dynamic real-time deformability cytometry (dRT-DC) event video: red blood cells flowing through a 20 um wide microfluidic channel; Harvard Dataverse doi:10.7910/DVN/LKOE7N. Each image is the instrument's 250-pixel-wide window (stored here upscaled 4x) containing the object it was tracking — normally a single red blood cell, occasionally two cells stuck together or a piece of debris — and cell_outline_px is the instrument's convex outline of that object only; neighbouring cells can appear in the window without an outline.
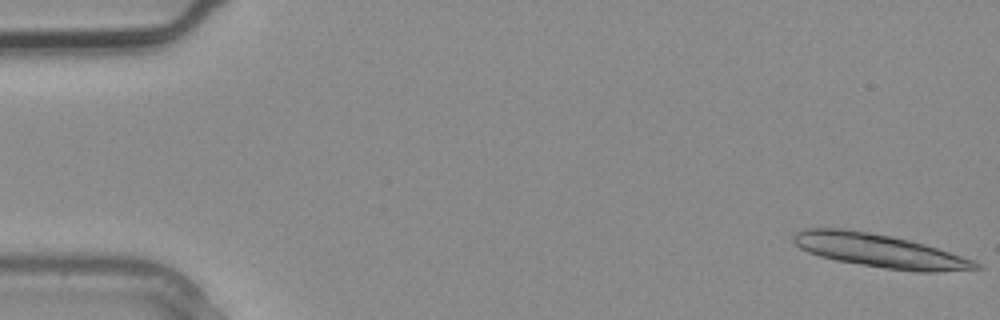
{"species": "common noctule bat (a hibernating species)", "species_latin": "Nyctalus noctula", "temperature_condition": "warm", "stored_images_in_passage": 3, "camera_frame_rate_fps": 3000, "um_per_image_px": 0.085, "animal": {"sex": "male", "body_mass_g": 20.4}, "frame": {"image": 1, "passage_image": 1, "time_ms": 0.0, "image_size_px": [1000, 320], "cell_outline_px": [[984, 268], [936, 272], [920, 272], [884, 268], [836, 260], [820, 256], [808, 252], [800, 248], [792, 240], [792, 236], [796, 232], [808, 228], [844, 228], [892, 236], [924, 244], [976, 260]], "centroid_in_image_um": [74.78, 21.31], "position_along_channel_um": 10.2, "area_um2": 35.37}}